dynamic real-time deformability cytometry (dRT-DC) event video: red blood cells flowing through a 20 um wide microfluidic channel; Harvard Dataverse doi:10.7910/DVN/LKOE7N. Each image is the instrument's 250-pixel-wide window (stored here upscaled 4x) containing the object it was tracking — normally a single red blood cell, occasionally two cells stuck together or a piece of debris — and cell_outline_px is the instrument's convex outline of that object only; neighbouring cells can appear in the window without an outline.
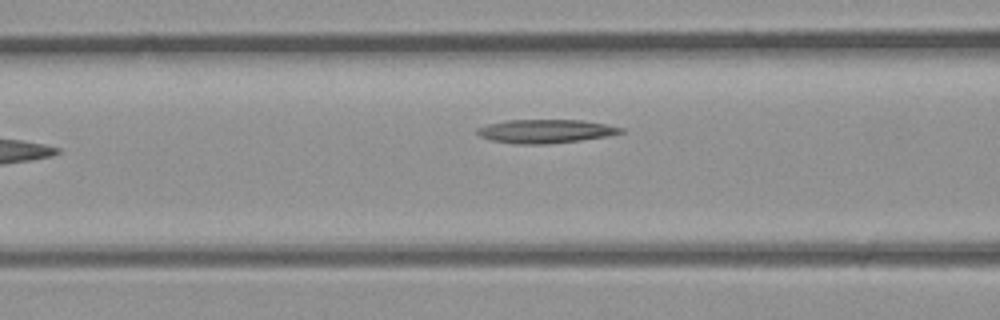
{"species": "common noctule bat (a hibernating species)", "species_latin": "Nyctalus noctula", "temperature_condition": "room temperature", "stored_images_in_passage": 6, "camera_frame_rate_fps": 3000, "um_per_image_px": 0.085, "animal": {"sex": "male", "body_mass_g": 23.1, "forearm_length_mm": 52.7}, "frame": {"image": 1, "passage_image": 6, "time_ms": 1.667, "image_size_px": [1000, 320], "cell_outline_px": [[624, 132], [608, 136], [580, 140], [544, 144], [512, 144], [492, 140], [480, 136], [476, 132], [476, 128], [488, 124], [504, 120], [580, 120], [604, 124], [624, 128]], "centroid_in_image_um": [46.34, 11.15], "position_along_channel_um": 120.3, "area_um2": 19.71}}